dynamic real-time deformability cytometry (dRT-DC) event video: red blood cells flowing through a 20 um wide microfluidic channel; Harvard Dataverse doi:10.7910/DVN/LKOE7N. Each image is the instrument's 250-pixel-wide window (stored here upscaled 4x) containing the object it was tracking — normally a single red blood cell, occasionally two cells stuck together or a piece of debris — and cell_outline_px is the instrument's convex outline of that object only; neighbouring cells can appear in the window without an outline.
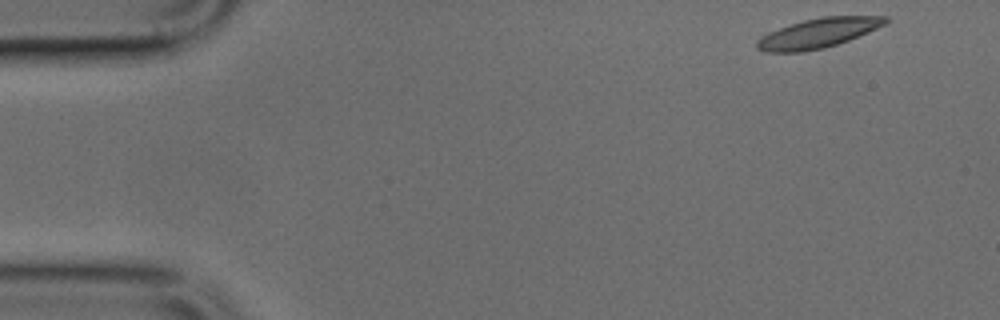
{"species": "common noctule bat (a hibernating species)", "species_latin": "Nyctalus noctula", "temperature_condition": "cold", "stored_images_in_passage": 4, "camera_frame_rate_fps": 3000, "um_per_image_px": 0.085, "animal": {"sex": "male", "body_mass_g": 17.9, "forearm_length_mm": 54.2}, "frame": {"image": 1, "passage_image": 1, "time_ms": 0.0, "image_size_px": [1000, 320], "cell_outline_px": [[892, 20], [868, 32], [848, 40], [824, 48], [800, 52], [764, 52], [756, 48], [756, 40], [760, 36], [768, 32], [804, 20], [820, 16], [888, 16]], "centroid_in_image_um": [69.53, 2.81], "position_along_channel_um": 15.5, "area_um2": 22.14}}